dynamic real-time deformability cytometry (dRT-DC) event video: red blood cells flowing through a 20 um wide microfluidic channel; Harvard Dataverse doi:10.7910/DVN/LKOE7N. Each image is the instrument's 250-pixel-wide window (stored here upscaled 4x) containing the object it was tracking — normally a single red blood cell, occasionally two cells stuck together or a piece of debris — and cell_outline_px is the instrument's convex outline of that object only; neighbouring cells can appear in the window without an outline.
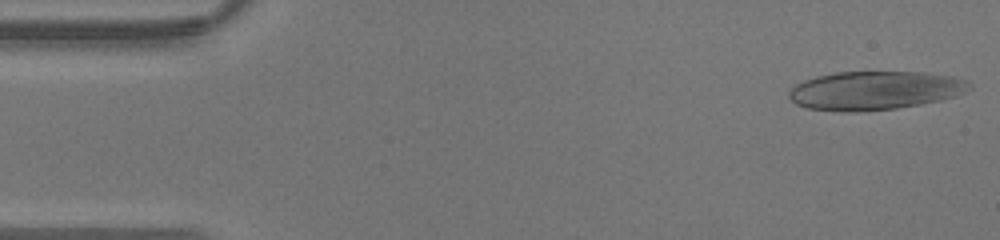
{"species": "human", "species_latin": "Homo sapiens", "temperature_condition": "warm", "stored_images_in_passage": 42, "camera_frame_rate_fps": 3000, "um_per_image_px": 0.085, "donor": {"sex": "male"}, "frame": {"image": 1, "passage_image": 1, "time_ms": 0.0, "image_size_px": [1000, 240], "cell_outline_px": [[972, 88], [956, 96], [940, 100], [920, 104], [896, 108], [852, 112], [848, 112], [808, 108], [796, 104], [788, 96], [788, 92], [796, 84], [804, 80], [816, 76], [836, 72], [920, 72], [952, 76], [968, 80]], "centroid_in_image_um": [74.36, 7.68], "position_along_channel_um": 10.6, "area_um2": 40.52}}
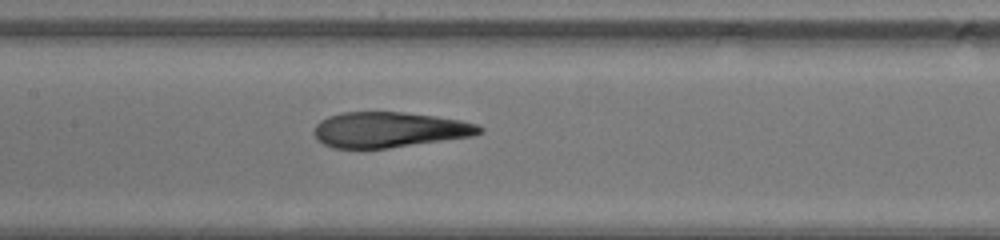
{"frame": {"image": 2, "passage_image": 19, "time_ms": 6.0, "image_size_px": [1000, 240], "cell_outline_px": [[484, 132], [472, 136], [388, 148], [332, 148], [316, 140], [312, 132], [316, 124], [320, 120], [328, 116], [340, 112], [404, 112], [436, 116], [460, 120], [476, 124], [484, 128]], "centroid_in_image_um": [33.05, 11.02], "position_along_channel_um": 174.3, "area_um2": 34.33}}
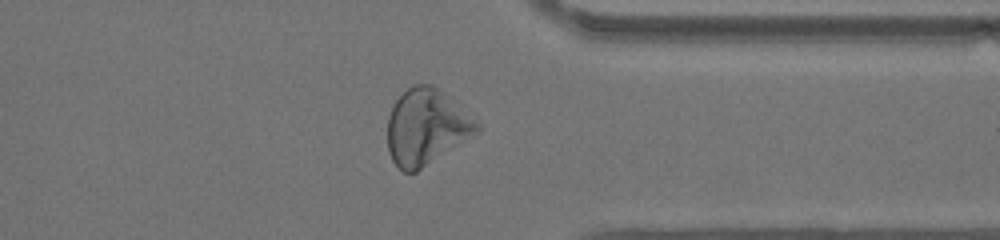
{"frame": {"image": 3, "passage_image": 32, "time_ms": 10.333, "image_size_px": [1000, 240], "cell_outline_px": [[480, 132], [416, 172], [404, 172], [392, 160], [388, 152], [388, 116], [396, 100], [408, 88], [416, 84], [428, 84], [436, 88], [480, 124]], "centroid_in_image_um": [36.22, 10.84], "position_along_channel_um": 375.2, "area_um2": 38.78}}